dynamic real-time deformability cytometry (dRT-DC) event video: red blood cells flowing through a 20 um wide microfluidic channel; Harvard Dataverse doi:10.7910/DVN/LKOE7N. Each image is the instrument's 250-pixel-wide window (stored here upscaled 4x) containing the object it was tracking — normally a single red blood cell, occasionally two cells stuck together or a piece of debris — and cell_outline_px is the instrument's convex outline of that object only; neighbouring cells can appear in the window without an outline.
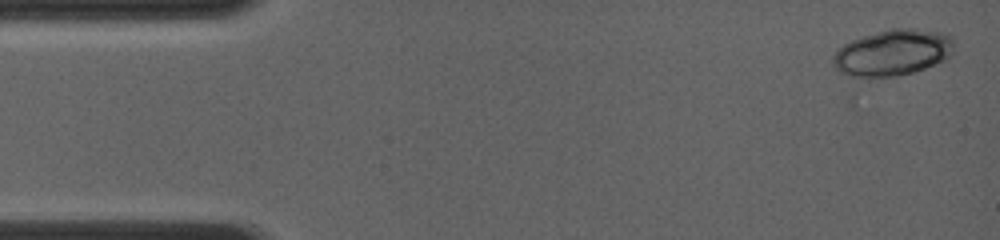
{"species": "common noctule bat (a hibernating species)", "species_latin": "Nyctalus noctula", "temperature_condition": "room temperature", "stored_images_in_passage": 17, "camera_frame_rate_fps": 4000, "um_per_image_px": 0.085, "animal": {"sex": "female", "body_mass_g": 19.0, "forearm_length_mm": 56.7}, "frame": {"image": 1, "passage_image": 1, "time_ms": 0.0, "image_size_px": [1000, 240], "cell_outline_px": [[952, 52], [948, 60], [912, 72], [896, 76], [852, 76], [840, 72], [832, 64], [832, 56], [844, 44], [852, 40], [864, 36], [892, 28], [916, 28], [940, 32], [952, 36]], "centroid_in_image_um": [75.9, 4.46], "position_along_channel_um": 9.1, "area_um2": 32.31}}
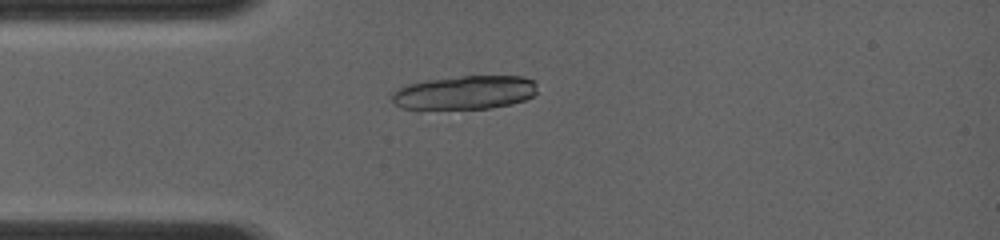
{"frame": {"image": 2, "passage_image": 15, "time_ms": 3.25, "image_size_px": [1000, 240], "cell_outline_px": [[536, 92], [532, 96], [524, 100], [512, 104], [488, 108], [420, 112], [400, 108], [392, 100], [392, 92], [408, 84], [424, 80], [460, 76], [524, 76], [536, 80]], "centroid_in_image_um": [39.44, 7.91], "position_along_channel_um": 45.6, "area_um2": 29.71}}